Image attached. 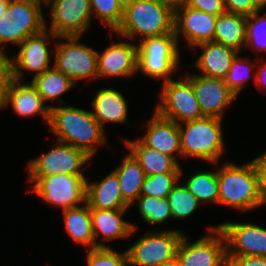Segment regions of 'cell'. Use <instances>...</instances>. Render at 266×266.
<instances>
[{"label": "cell", "instance_id": "cell-1", "mask_svg": "<svg viewBox=\"0 0 266 266\" xmlns=\"http://www.w3.org/2000/svg\"><path fill=\"white\" fill-rule=\"evenodd\" d=\"M61 102V106L51 104L49 131L57 136V141L81 149L92 158L98 145L108 144L104 129L91 111L64 106Z\"/></svg>", "mask_w": 266, "mask_h": 266}, {"label": "cell", "instance_id": "cell-2", "mask_svg": "<svg viewBox=\"0 0 266 266\" xmlns=\"http://www.w3.org/2000/svg\"><path fill=\"white\" fill-rule=\"evenodd\" d=\"M219 183L218 204L249 211L264 205L259 183V174L253 160L244 165L227 162L217 169Z\"/></svg>", "mask_w": 266, "mask_h": 266}, {"label": "cell", "instance_id": "cell-3", "mask_svg": "<svg viewBox=\"0 0 266 266\" xmlns=\"http://www.w3.org/2000/svg\"><path fill=\"white\" fill-rule=\"evenodd\" d=\"M174 19L175 12L156 0H129L115 33L127 39L158 37L174 32Z\"/></svg>", "mask_w": 266, "mask_h": 266}, {"label": "cell", "instance_id": "cell-4", "mask_svg": "<svg viewBox=\"0 0 266 266\" xmlns=\"http://www.w3.org/2000/svg\"><path fill=\"white\" fill-rule=\"evenodd\" d=\"M182 124H178L182 156L197 157L211 164L218 163L225 152L222 119L204 116Z\"/></svg>", "mask_w": 266, "mask_h": 266}, {"label": "cell", "instance_id": "cell-5", "mask_svg": "<svg viewBox=\"0 0 266 266\" xmlns=\"http://www.w3.org/2000/svg\"><path fill=\"white\" fill-rule=\"evenodd\" d=\"M178 45L175 32L141 40L137 45V70L149 78L163 79V82L173 79L171 76L180 62Z\"/></svg>", "mask_w": 266, "mask_h": 266}, {"label": "cell", "instance_id": "cell-6", "mask_svg": "<svg viewBox=\"0 0 266 266\" xmlns=\"http://www.w3.org/2000/svg\"><path fill=\"white\" fill-rule=\"evenodd\" d=\"M45 0H11L0 17V50L3 44L20 45L28 36L45 29L42 3Z\"/></svg>", "mask_w": 266, "mask_h": 266}, {"label": "cell", "instance_id": "cell-7", "mask_svg": "<svg viewBox=\"0 0 266 266\" xmlns=\"http://www.w3.org/2000/svg\"><path fill=\"white\" fill-rule=\"evenodd\" d=\"M66 40L56 43L53 67L69 77L75 84L81 80L98 78V51L79 43L81 36H59Z\"/></svg>", "mask_w": 266, "mask_h": 266}, {"label": "cell", "instance_id": "cell-8", "mask_svg": "<svg viewBox=\"0 0 266 266\" xmlns=\"http://www.w3.org/2000/svg\"><path fill=\"white\" fill-rule=\"evenodd\" d=\"M182 237L179 230L148 232L126 250L129 266H163L175 260Z\"/></svg>", "mask_w": 266, "mask_h": 266}, {"label": "cell", "instance_id": "cell-9", "mask_svg": "<svg viewBox=\"0 0 266 266\" xmlns=\"http://www.w3.org/2000/svg\"><path fill=\"white\" fill-rule=\"evenodd\" d=\"M160 102L154 109L159 115L177 124L203 118L192 83L184 76L163 82Z\"/></svg>", "mask_w": 266, "mask_h": 266}, {"label": "cell", "instance_id": "cell-10", "mask_svg": "<svg viewBox=\"0 0 266 266\" xmlns=\"http://www.w3.org/2000/svg\"><path fill=\"white\" fill-rule=\"evenodd\" d=\"M33 183V192L48 204L63 210L79 207L86 202V180L84 175L58 174L46 177H28Z\"/></svg>", "mask_w": 266, "mask_h": 266}, {"label": "cell", "instance_id": "cell-11", "mask_svg": "<svg viewBox=\"0 0 266 266\" xmlns=\"http://www.w3.org/2000/svg\"><path fill=\"white\" fill-rule=\"evenodd\" d=\"M91 157L83 150L57 141L55 147L28 162L29 177H46L58 174L83 175L81 167Z\"/></svg>", "mask_w": 266, "mask_h": 266}, {"label": "cell", "instance_id": "cell-12", "mask_svg": "<svg viewBox=\"0 0 266 266\" xmlns=\"http://www.w3.org/2000/svg\"><path fill=\"white\" fill-rule=\"evenodd\" d=\"M209 233L190 244L183 235L176 252L181 266H225L226 239L217 226L208 228Z\"/></svg>", "mask_w": 266, "mask_h": 266}, {"label": "cell", "instance_id": "cell-13", "mask_svg": "<svg viewBox=\"0 0 266 266\" xmlns=\"http://www.w3.org/2000/svg\"><path fill=\"white\" fill-rule=\"evenodd\" d=\"M57 39L50 30L45 29L41 32L28 36L19 45L20 50L14 59L9 58L10 78L16 81L24 82L23 70L36 72L33 78L52 68L50 67V53L46 42L50 39Z\"/></svg>", "mask_w": 266, "mask_h": 266}, {"label": "cell", "instance_id": "cell-14", "mask_svg": "<svg viewBox=\"0 0 266 266\" xmlns=\"http://www.w3.org/2000/svg\"><path fill=\"white\" fill-rule=\"evenodd\" d=\"M50 5L49 29L56 36H82L90 27L92 9L89 0H45Z\"/></svg>", "mask_w": 266, "mask_h": 266}, {"label": "cell", "instance_id": "cell-15", "mask_svg": "<svg viewBox=\"0 0 266 266\" xmlns=\"http://www.w3.org/2000/svg\"><path fill=\"white\" fill-rule=\"evenodd\" d=\"M204 116L223 118V111L237 95L228 87L224 79L204 75L186 74Z\"/></svg>", "mask_w": 266, "mask_h": 266}, {"label": "cell", "instance_id": "cell-16", "mask_svg": "<svg viewBox=\"0 0 266 266\" xmlns=\"http://www.w3.org/2000/svg\"><path fill=\"white\" fill-rule=\"evenodd\" d=\"M226 239V255L266 257V229L253 223L218 224Z\"/></svg>", "mask_w": 266, "mask_h": 266}, {"label": "cell", "instance_id": "cell-17", "mask_svg": "<svg viewBox=\"0 0 266 266\" xmlns=\"http://www.w3.org/2000/svg\"><path fill=\"white\" fill-rule=\"evenodd\" d=\"M217 17L184 3L175 11L174 32L178 43L180 35L192 48L200 43L214 41Z\"/></svg>", "mask_w": 266, "mask_h": 266}, {"label": "cell", "instance_id": "cell-18", "mask_svg": "<svg viewBox=\"0 0 266 266\" xmlns=\"http://www.w3.org/2000/svg\"><path fill=\"white\" fill-rule=\"evenodd\" d=\"M111 44L97 57L98 79L100 77H130L136 74L138 46L130 42ZM114 43V44H113Z\"/></svg>", "mask_w": 266, "mask_h": 266}, {"label": "cell", "instance_id": "cell-19", "mask_svg": "<svg viewBox=\"0 0 266 266\" xmlns=\"http://www.w3.org/2000/svg\"><path fill=\"white\" fill-rule=\"evenodd\" d=\"M8 105L21 117H32L40 114L49 124L51 105H45L41 95L31 83H21L10 78L5 89L3 108L8 107Z\"/></svg>", "mask_w": 266, "mask_h": 266}, {"label": "cell", "instance_id": "cell-20", "mask_svg": "<svg viewBox=\"0 0 266 266\" xmlns=\"http://www.w3.org/2000/svg\"><path fill=\"white\" fill-rule=\"evenodd\" d=\"M147 122L145 135L139 138L146 146L168 154L175 159L182 156L179 125L162 117L154 110Z\"/></svg>", "mask_w": 266, "mask_h": 266}, {"label": "cell", "instance_id": "cell-21", "mask_svg": "<svg viewBox=\"0 0 266 266\" xmlns=\"http://www.w3.org/2000/svg\"><path fill=\"white\" fill-rule=\"evenodd\" d=\"M127 209H91L92 230L96 247H106L97 241L99 234L103 240H115L130 237L136 226L122 218ZM100 232V233H99Z\"/></svg>", "mask_w": 266, "mask_h": 266}, {"label": "cell", "instance_id": "cell-22", "mask_svg": "<svg viewBox=\"0 0 266 266\" xmlns=\"http://www.w3.org/2000/svg\"><path fill=\"white\" fill-rule=\"evenodd\" d=\"M194 47L201 48L202 53L193 66L199 69L202 75L213 78L224 79L233 59L239 53L214 41L200 43Z\"/></svg>", "mask_w": 266, "mask_h": 266}, {"label": "cell", "instance_id": "cell-23", "mask_svg": "<svg viewBox=\"0 0 266 266\" xmlns=\"http://www.w3.org/2000/svg\"><path fill=\"white\" fill-rule=\"evenodd\" d=\"M86 203L90 209H128L123 200L117 174L112 171L97 183L86 180Z\"/></svg>", "mask_w": 266, "mask_h": 266}, {"label": "cell", "instance_id": "cell-24", "mask_svg": "<svg viewBox=\"0 0 266 266\" xmlns=\"http://www.w3.org/2000/svg\"><path fill=\"white\" fill-rule=\"evenodd\" d=\"M125 146L139 162L146 176L161 173H181L177 159L146 146L139 138L135 141L125 140Z\"/></svg>", "mask_w": 266, "mask_h": 266}, {"label": "cell", "instance_id": "cell-25", "mask_svg": "<svg viewBox=\"0 0 266 266\" xmlns=\"http://www.w3.org/2000/svg\"><path fill=\"white\" fill-rule=\"evenodd\" d=\"M127 103L118 90L102 88L97 91L91 102V112L104 129L106 122L127 123Z\"/></svg>", "mask_w": 266, "mask_h": 266}, {"label": "cell", "instance_id": "cell-26", "mask_svg": "<svg viewBox=\"0 0 266 266\" xmlns=\"http://www.w3.org/2000/svg\"><path fill=\"white\" fill-rule=\"evenodd\" d=\"M246 25L247 16L225 11L217 17L214 42L240 52L246 48Z\"/></svg>", "mask_w": 266, "mask_h": 266}, {"label": "cell", "instance_id": "cell-27", "mask_svg": "<svg viewBox=\"0 0 266 266\" xmlns=\"http://www.w3.org/2000/svg\"><path fill=\"white\" fill-rule=\"evenodd\" d=\"M120 166L113 170L119 180L120 191L123 200L132 206L134 201L140 196L142 184L146 178V174L139 162L129 152L124 158Z\"/></svg>", "mask_w": 266, "mask_h": 266}, {"label": "cell", "instance_id": "cell-28", "mask_svg": "<svg viewBox=\"0 0 266 266\" xmlns=\"http://www.w3.org/2000/svg\"><path fill=\"white\" fill-rule=\"evenodd\" d=\"M63 217L66 231L73 241L95 248L91 209L86 202L79 207L63 210Z\"/></svg>", "mask_w": 266, "mask_h": 266}, {"label": "cell", "instance_id": "cell-29", "mask_svg": "<svg viewBox=\"0 0 266 266\" xmlns=\"http://www.w3.org/2000/svg\"><path fill=\"white\" fill-rule=\"evenodd\" d=\"M30 83L41 95L45 103L50 100L53 102L54 99H59L61 94L70 90L75 85L69 77L54 67L32 78Z\"/></svg>", "mask_w": 266, "mask_h": 266}, {"label": "cell", "instance_id": "cell-30", "mask_svg": "<svg viewBox=\"0 0 266 266\" xmlns=\"http://www.w3.org/2000/svg\"><path fill=\"white\" fill-rule=\"evenodd\" d=\"M184 185L196 196L200 203H218L219 183L217 170L214 172L198 170L188 178Z\"/></svg>", "mask_w": 266, "mask_h": 266}, {"label": "cell", "instance_id": "cell-31", "mask_svg": "<svg viewBox=\"0 0 266 266\" xmlns=\"http://www.w3.org/2000/svg\"><path fill=\"white\" fill-rule=\"evenodd\" d=\"M136 201H138L140 215L149 224L165 223L166 220L172 218L167 198L140 195Z\"/></svg>", "mask_w": 266, "mask_h": 266}, {"label": "cell", "instance_id": "cell-32", "mask_svg": "<svg viewBox=\"0 0 266 266\" xmlns=\"http://www.w3.org/2000/svg\"><path fill=\"white\" fill-rule=\"evenodd\" d=\"M168 203L172 213V219H185L189 217L200 205L196 196L183 184H177L171 189L168 197Z\"/></svg>", "mask_w": 266, "mask_h": 266}, {"label": "cell", "instance_id": "cell-33", "mask_svg": "<svg viewBox=\"0 0 266 266\" xmlns=\"http://www.w3.org/2000/svg\"><path fill=\"white\" fill-rule=\"evenodd\" d=\"M92 14L109 27L113 33L117 30L124 14V1L122 0H89Z\"/></svg>", "mask_w": 266, "mask_h": 266}, {"label": "cell", "instance_id": "cell-34", "mask_svg": "<svg viewBox=\"0 0 266 266\" xmlns=\"http://www.w3.org/2000/svg\"><path fill=\"white\" fill-rule=\"evenodd\" d=\"M181 173H161L146 176L140 195H148L157 198H167L171 189L179 182Z\"/></svg>", "mask_w": 266, "mask_h": 266}, {"label": "cell", "instance_id": "cell-35", "mask_svg": "<svg viewBox=\"0 0 266 266\" xmlns=\"http://www.w3.org/2000/svg\"><path fill=\"white\" fill-rule=\"evenodd\" d=\"M260 11L247 16L246 25V48L253 51L266 50V14L260 15Z\"/></svg>", "mask_w": 266, "mask_h": 266}, {"label": "cell", "instance_id": "cell-36", "mask_svg": "<svg viewBox=\"0 0 266 266\" xmlns=\"http://www.w3.org/2000/svg\"><path fill=\"white\" fill-rule=\"evenodd\" d=\"M87 251V266H129L126 250L118 253L110 246H106L87 249Z\"/></svg>", "mask_w": 266, "mask_h": 266}, {"label": "cell", "instance_id": "cell-37", "mask_svg": "<svg viewBox=\"0 0 266 266\" xmlns=\"http://www.w3.org/2000/svg\"><path fill=\"white\" fill-rule=\"evenodd\" d=\"M255 65L256 64L253 63V61L249 62L243 58L241 59L238 54L233 59L224 81L237 96L245 87L246 81L250 78V74L252 73V69Z\"/></svg>", "mask_w": 266, "mask_h": 266}, {"label": "cell", "instance_id": "cell-38", "mask_svg": "<svg viewBox=\"0 0 266 266\" xmlns=\"http://www.w3.org/2000/svg\"><path fill=\"white\" fill-rule=\"evenodd\" d=\"M223 4L226 12L243 16H251L260 11L253 0H223Z\"/></svg>", "mask_w": 266, "mask_h": 266}, {"label": "cell", "instance_id": "cell-39", "mask_svg": "<svg viewBox=\"0 0 266 266\" xmlns=\"http://www.w3.org/2000/svg\"><path fill=\"white\" fill-rule=\"evenodd\" d=\"M185 4L215 16L225 12L223 0H186Z\"/></svg>", "mask_w": 266, "mask_h": 266}, {"label": "cell", "instance_id": "cell-40", "mask_svg": "<svg viewBox=\"0 0 266 266\" xmlns=\"http://www.w3.org/2000/svg\"><path fill=\"white\" fill-rule=\"evenodd\" d=\"M225 266H266V257L226 255Z\"/></svg>", "mask_w": 266, "mask_h": 266}, {"label": "cell", "instance_id": "cell-41", "mask_svg": "<svg viewBox=\"0 0 266 266\" xmlns=\"http://www.w3.org/2000/svg\"><path fill=\"white\" fill-rule=\"evenodd\" d=\"M259 174L260 191L266 204V152L253 159Z\"/></svg>", "mask_w": 266, "mask_h": 266}, {"label": "cell", "instance_id": "cell-42", "mask_svg": "<svg viewBox=\"0 0 266 266\" xmlns=\"http://www.w3.org/2000/svg\"><path fill=\"white\" fill-rule=\"evenodd\" d=\"M258 71H256L255 73V82H256V86L257 88H260V86H262L263 88V93H264V89L266 88V63L265 62H261V65L259 68H257Z\"/></svg>", "mask_w": 266, "mask_h": 266}, {"label": "cell", "instance_id": "cell-43", "mask_svg": "<svg viewBox=\"0 0 266 266\" xmlns=\"http://www.w3.org/2000/svg\"><path fill=\"white\" fill-rule=\"evenodd\" d=\"M0 79H10L9 58L0 50Z\"/></svg>", "mask_w": 266, "mask_h": 266}, {"label": "cell", "instance_id": "cell-44", "mask_svg": "<svg viewBox=\"0 0 266 266\" xmlns=\"http://www.w3.org/2000/svg\"><path fill=\"white\" fill-rule=\"evenodd\" d=\"M156 1H158L160 4L168 6L174 12L186 2V0H156Z\"/></svg>", "mask_w": 266, "mask_h": 266}, {"label": "cell", "instance_id": "cell-45", "mask_svg": "<svg viewBox=\"0 0 266 266\" xmlns=\"http://www.w3.org/2000/svg\"><path fill=\"white\" fill-rule=\"evenodd\" d=\"M9 79H0V109H3L4 98H5V89Z\"/></svg>", "mask_w": 266, "mask_h": 266}, {"label": "cell", "instance_id": "cell-46", "mask_svg": "<svg viewBox=\"0 0 266 266\" xmlns=\"http://www.w3.org/2000/svg\"><path fill=\"white\" fill-rule=\"evenodd\" d=\"M10 1L11 0H0V17H2L8 9Z\"/></svg>", "mask_w": 266, "mask_h": 266}, {"label": "cell", "instance_id": "cell-47", "mask_svg": "<svg viewBox=\"0 0 266 266\" xmlns=\"http://www.w3.org/2000/svg\"><path fill=\"white\" fill-rule=\"evenodd\" d=\"M253 2L260 11L266 7V0H253Z\"/></svg>", "mask_w": 266, "mask_h": 266}, {"label": "cell", "instance_id": "cell-48", "mask_svg": "<svg viewBox=\"0 0 266 266\" xmlns=\"http://www.w3.org/2000/svg\"><path fill=\"white\" fill-rule=\"evenodd\" d=\"M163 266H181V264L178 262L177 259H175V260H173V261H171V262H169Z\"/></svg>", "mask_w": 266, "mask_h": 266}]
</instances>
